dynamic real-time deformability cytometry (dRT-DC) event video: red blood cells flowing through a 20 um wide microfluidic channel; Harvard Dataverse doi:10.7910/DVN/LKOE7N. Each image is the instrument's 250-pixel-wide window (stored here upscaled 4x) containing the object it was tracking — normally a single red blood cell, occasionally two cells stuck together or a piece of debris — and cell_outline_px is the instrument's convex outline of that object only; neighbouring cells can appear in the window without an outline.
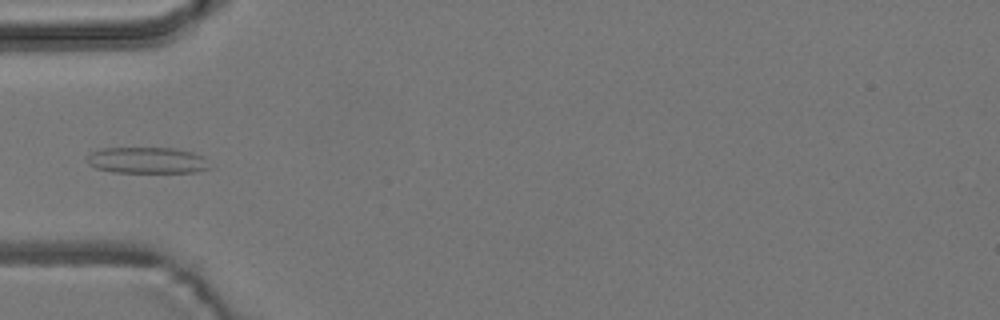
{"species": "common noctule bat (a hibernating species)", "species_latin": "Nyctalus noctula", "temperature_condition": "room temperature", "stored_images_in_passage": 6, "camera_frame_rate_fps": 3000, "um_per_image_px": 0.085, "animal": {"sex": "male", "body_mass_g": 19.2, "forearm_length_mm": 51.8}, "frame": {"image": 1, "passage_image": 6, "time_ms": 6.333, "image_size_px": [1000, 320], "cell_outline_px": [[212, 168], [196, 172], [112, 172], [96, 168], [88, 164], [88, 156], [92, 152], [100, 148], [172, 148], [192, 152], [204, 156]], "centroid_in_image_um": [12.53, 13.63], "position_along_channel_um": 72.5, "area_um2": 18.79}}